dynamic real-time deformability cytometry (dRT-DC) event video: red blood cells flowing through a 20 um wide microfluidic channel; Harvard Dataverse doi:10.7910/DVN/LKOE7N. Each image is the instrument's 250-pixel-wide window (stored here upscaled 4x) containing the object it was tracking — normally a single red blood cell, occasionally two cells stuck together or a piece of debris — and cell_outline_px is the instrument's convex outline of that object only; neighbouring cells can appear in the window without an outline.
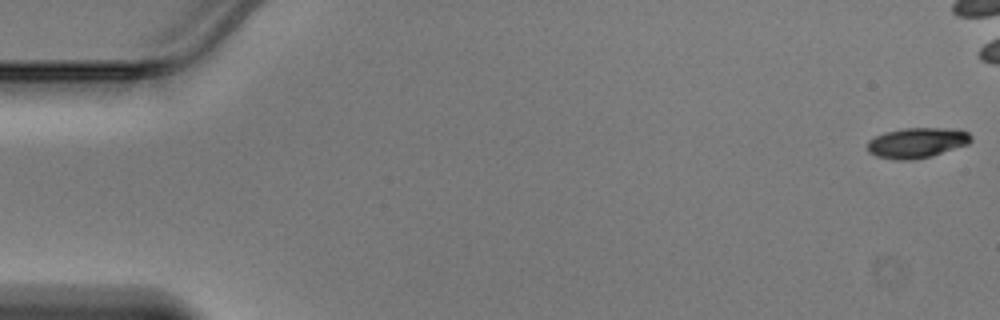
{"species": "Egyptian fruit bat (a non-hibernating species)", "species_latin": "Rousettus aegyptiacus", "temperature_condition": "warm", "stored_images_in_passage": 11, "camera_frame_rate_fps": 3000, "um_per_image_px": 0.085, "animal": {"sex": "male"}, "frame": {"image": 1, "passage_image": 1, "time_ms": 0.0, "image_size_px": [1000, 320], "cell_outline_px": [[972, 140], [968, 144], [928, 156], [912, 160], [896, 160], [876, 156], [868, 152], [868, 140], [884, 132], [904, 128], [960, 128], [968, 132], [972, 136]], "centroid_in_image_um": [77.94, 12.12], "position_along_channel_um": 7.1, "area_um2": 18.26}}